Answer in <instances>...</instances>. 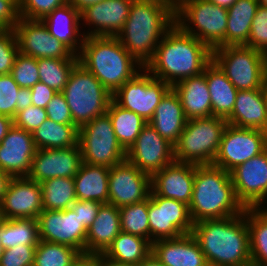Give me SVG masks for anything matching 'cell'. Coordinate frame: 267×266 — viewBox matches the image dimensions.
Returning a JSON list of instances; mask_svg holds the SVG:
<instances>
[{
  "instance_id": "6da1fadb",
  "label": "cell",
  "mask_w": 267,
  "mask_h": 266,
  "mask_svg": "<svg viewBox=\"0 0 267 266\" xmlns=\"http://www.w3.org/2000/svg\"><path fill=\"white\" fill-rule=\"evenodd\" d=\"M211 60L212 51L175 23L144 68L156 79L173 87L183 79L201 74Z\"/></svg>"
},
{
  "instance_id": "7a4b0ae2",
  "label": "cell",
  "mask_w": 267,
  "mask_h": 266,
  "mask_svg": "<svg viewBox=\"0 0 267 266\" xmlns=\"http://www.w3.org/2000/svg\"><path fill=\"white\" fill-rule=\"evenodd\" d=\"M174 24L175 6L167 0H133L125 25L116 37L145 66Z\"/></svg>"
},
{
  "instance_id": "3957f363",
  "label": "cell",
  "mask_w": 267,
  "mask_h": 266,
  "mask_svg": "<svg viewBox=\"0 0 267 266\" xmlns=\"http://www.w3.org/2000/svg\"><path fill=\"white\" fill-rule=\"evenodd\" d=\"M191 234L209 266H242L251 262L246 209L236 216L196 222Z\"/></svg>"
},
{
  "instance_id": "277c9868",
  "label": "cell",
  "mask_w": 267,
  "mask_h": 266,
  "mask_svg": "<svg viewBox=\"0 0 267 266\" xmlns=\"http://www.w3.org/2000/svg\"><path fill=\"white\" fill-rule=\"evenodd\" d=\"M188 208L193 224L236 216L246 209L237 199L230 172L214 165H195L192 199Z\"/></svg>"
},
{
  "instance_id": "5b68a950",
  "label": "cell",
  "mask_w": 267,
  "mask_h": 266,
  "mask_svg": "<svg viewBox=\"0 0 267 266\" xmlns=\"http://www.w3.org/2000/svg\"><path fill=\"white\" fill-rule=\"evenodd\" d=\"M78 59L112 95L144 68L116 36L85 37Z\"/></svg>"
},
{
  "instance_id": "8992f818",
  "label": "cell",
  "mask_w": 267,
  "mask_h": 266,
  "mask_svg": "<svg viewBox=\"0 0 267 266\" xmlns=\"http://www.w3.org/2000/svg\"><path fill=\"white\" fill-rule=\"evenodd\" d=\"M227 9L207 0H181L175 6V23L211 51L226 46Z\"/></svg>"
},
{
  "instance_id": "52a82bcc",
  "label": "cell",
  "mask_w": 267,
  "mask_h": 266,
  "mask_svg": "<svg viewBox=\"0 0 267 266\" xmlns=\"http://www.w3.org/2000/svg\"><path fill=\"white\" fill-rule=\"evenodd\" d=\"M227 121L217 116L188 119L174 145V160L195 165H212Z\"/></svg>"
},
{
  "instance_id": "ba28073f",
  "label": "cell",
  "mask_w": 267,
  "mask_h": 266,
  "mask_svg": "<svg viewBox=\"0 0 267 266\" xmlns=\"http://www.w3.org/2000/svg\"><path fill=\"white\" fill-rule=\"evenodd\" d=\"M62 93L78 128L104 115L113 99V95L80 63L72 70Z\"/></svg>"
},
{
  "instance_id": "9c48e42d",
  "label": "cell",
  "mask_w": 267,
  "mask_h": 266,
  "mask_svg": "<svg viewBox=\"0 0 267 266\" xmlns=\"http://www.w3.org/2000/svg\"><path fill=\"white\" fill-rule=\"evenodd\" d=\"M212 60L237 90L261 89L267 81L263 53L245 45L218 47Z\"/></svg>"
},
{
  "instance_id": "30bf717a",
  "label": "cell",
  "mask_w": 267,
  "mask_h": 266,
  "mask_svg": "<svg viewBox=\"0 0 267 266\" xmlns=\"http://www.w3.org/2000/svg\"><path fill=\"white\" fill-rule=\"evenodd\" d=\"M78 144L84 163L111 168L126 160V150L118 142L107 113L79 127Z\"/></svg>"
},
{
  "instance_id": "8fae6325",
  "label": "cell",
  "mask_w": 267,
  "mask_h": 266,
  "mask_svg": "<svg viewBox=\"0 0 267 266\" xmlns=\"http://www.w3.org/2000/svg\"><path fill=\"white\" fill-rule=\"evenodd\" d=\"M171 88L143 68L113 94V100L149 122L161 99Z\"/></svg>"
},
{
  "instance_id": "7c38bea8",
  "label": "cell",
  "mask_w": 267,
  "mask_h": 266,
  "mask_svg": "<svg viewBox=\"0 0 267 266\" xmlns=\"http://www.w3.org/2000/svg\"><path fill=\"white\" fill-rule=\"evenodd\" d=\"M148 217L151 243L189 234L193 228L188 205L158 196L152 190L149 196Z\"/></svg>"
},
{
  "instance_id": "4fadbf2b",
  "label": "cell",
  "mask_w": 267,
  "mask_h": 266,
  "mask_svg": "<svg viewBox=\"0 0 267 266\" xmlns=\"http://www.w3.org/2000/svg\"><path fill=\"white\" fill-rule=\"evenodd\" d=\"M267 148V132L258 129L225 127L212 165L230 172Z\"/></svg>"
},
{
  "instance_id": "5bb4252c",
  "label": "cell",
  "mask_w": 267,
  "mask_h": 266,
  "mask_svg": "<svg viewBox=\"0 0 267 266\" xmlns=\"http://www.w3.org/2000/svg\"><path fill=\"white\" fill-rule=\"evenodd\" d=\"M237 199L245 208L267 204V148L230 171Z\"/></svg>"
},
{
  "instance_id": "9a60e30c",
  "label": "cell",
  "mask_w": 267,
  "mask_h": 266,
  "mask_svg": "<svg viewBox=\"0 0 267 266\" xmlns=\"http://www.w3.org/2000/svg\"><path fill=\"white\" fill-rule=\"evenodd\" d=\"M19 53L39 58L78 59L67 46L50 35L42 20L20 18L14 28Z\"/></svg>"
},
{
  "instance_id": "2e32d148",
  "label": "cell",
  "mask_w": 267,
  "mask_h": 266,
  "mask_svg": "<svg viewBox=\"0 0 267 266\" xmlns=\"http://www.w3.org/2000/svg\"><path fill=\"white\" fill-rule=\"evenodd\" d=\"M39 239L65 244L86 253L87 229L71 208L63 211L43 210L38 218Z\"/></svg>"
},
{
  "instance_id": "e0dca14e",
  "label": "cell",
  "mask_w": 267,
  "mask_h": 266,
  "mask_svg": "<svg viewBox=\"0 0 267 266\" xmlns=\"http://www.w3.org/2000/svg\"><path fill=\"white\" fill-rule=\"evenodd\" d=\"M126 160L152 176L174 161V146L147 123L126 151Z\"/></svg>"
},
{
  "instance_id": "ac0fdd59",
  "label": "cell",
  "mask_w": 267,
  "mask_h": 266,
  "mask_svg": "<svg viewBox=\"0 0 267 266\" xmlns=\"http://www.w3.org/2000/svg\"><path fill=\"white\" fill-rule=\"evenodd\" d=\"M151 175L140 171L127 160L109 171V203L120 208L149 198Z\"/></svg>"
},
{
  "instance_id": "d6986e66",
  "label": "cell",
  "mask_w": 267,
  "mask_h": 266,
  "mask_svg": "<svg viewBox=\"0 0 267 266\" xmlns=\"http://www.w3.org/2000/svg\"><path fill=\"white\" fill-rule=\"evenodd\" d=\"M44 210L41 184L28 177H11L0 203L4 219H37Z\"/></svg>"
},
{
  "instance_id": "ffe728a7",
  "label": "cell",
  "mask_w": 267,
  "mask_h": 266,
  "mask_svg": "<svg viewBox=\"0 0 267 266\" xmlns=\"http://www.w3.org/2000/svg\"><path fill=\"white\" fill-rule=\"evenodd\" d=\"M81 164L79 144L60 149H37L27 177L38 183L57 177L74 178Z\"/></svg>"
},
{
  "instance_id": "44dd1931",
  "label": "cell",
  "mask_w": 267,
  "mask_h": 266,
  "mask_svg": "<svg viewBox=\"0 0 267 266\" xmlns=\"http://www.w3.org/2000/svg\"><path fill=\"white\" fill-rule=\"evenodd\" d=\"M133 0H102L81 10L82 26L90 28L84 31L85 37L117 36L129 16Z\"/></svg>"
},
{
  "instance_id": "7402d4cb",
  "label": "cell",
  "mask_w": 267,
  "mask_h": 266,
  "mask_svg": "<svg viewBox=\"0 0 267 266\" xmlns=\"http://www.w3.org/2000/svg\"><path fill=\"white\" fill-rule=\"evenodd\" d=\"M36 150L32 133L13 125L0 143V170L10 177H27Z\"/></svg>"
},
{
  "instance_id": "603a6c76",
  "label": "cell",
  "mask_w": 267,
  "mask_h": 266,
  "mask_svg": "<svg viewBox=\"0 0 267 266\" xmlns=\"http://www.w3.org/2000/svg\"><path fill=\"white\" fill-rule=\"evenodd\" d=\"M195 179V164L173 161L151 176L152 191L189 206Z\"/></svg>"
},
{
  "instance_id": "cb8c5ba5",
  "label": "cell",
  "mask_w": 267,
  "mask_h": 266,
  "mask_svg": "<svg viewBox=\"0 0 267 266\" xmlns=\"http://www.w3.org/2000/svg\"><path fill=\"white\" fill-rule=\"evenodd\" d=\"M155 258L165 266H209L191 233L152 242Z\"/></svg>"
},
{
  "instance_id": "d4e9b609",
  "label": "cell",
  "mask_w": 267,
  "mask_h": 266,
  "mask_svg": "<svg viewBox=\"0 0 267 266\" xmlns=\"http://www.w3.org/2000/svg\"><path fill=\"white\" fill-rule=\"evenodd\" d=\"M51 36L57 38L67 46L74 54L81 51L85 36L81 25V11L69 2L42 19ZM82 32V33H81Z\"/></svg>"
},
{
  "instance_id": "484cf974",
  "label": "cell",
  "mask_w": 267,
  "mask_h": 266,
  "mask_svg": "<svg viewBox=\"0 0 267 266\" xmlns=\"http://www.w3.org/2000/svg\"><path fill=\"white\" fill-rule=\"evenodd\" d=\"M228 125L267 132V112L262 88L238 90Z\"/></svg>"
},
{
  "instance_id": "4316f807",
  "label": "cell",
  "mask_w": 267,
  "mask_h": 266,
  "mask_svg": "<svg viewBox=\"0 0 267 266\" xmlns=\"http://www.w3.org/2000/svg\"><path fill=\"white\" fill-rule=\"evenodd\" d=\"M187 120L181 100L171 88L161 99L148 123L160 136L174 146L178 142Z\"/></svg>"
},
{
  "instance_id": "83f0119b",
  "label": "cell",
  "mask_w": 267,
  "mask_h": 266,
  "mask_svg": "<svg viewBox=\"0 0 267 266\" xmlns=\"http://www.w3.org/2000/svg\"><path fill=\"white\" fill-rule=\"evenodd\" d=\"M121 232L119 208L101 204L98 215L87 231L86 254H103Z\"/></svg>"
},
{
  "instance_id": "f1b7e54d",
  "label": "cell",
  "mask_w": 267,
  "mask_h": 266,
  "mask_svg": "<svg viewBox=\"0 0 267 266\" xmlns=\"http://www.w3.org/2000/svg\"><path fill=\"white\" fill-rule=\"evenodd\" d=\"M172 88L181 100L187 119L212 116V103L205 68L201 74L183 79Z\"/></svg>"
},
{
  "instance_id": "f546056e",
  "label": "cell",
  "mask_w": 267,
  "mask_h": 266,
  "mask_svg": "<svg viewBox=\"0 0 267 266\" xmlns=\"http://www.w3.org/2000/svg\"><path fill=\"white\" fill-rule=\"evenodd\" d=\"M109 171V167L82 162L73 178L77 200L109 203Z\"/></svg>"
},
{
  "instance_id": "4dcf8cb0",
  "label": "cell",
  "mask_w": 267,
  "mask_h": 266,
  "mask_svg": "<svg viewBox=\"0 0 267 266\" xmlns=\"http://www.w3.org/2000/svg\"><path fill=\"white\" fill-rule=\"evenodd\" d=\"M205 77L212 103V116L227 119L232 113L238 90L213 60L205 67Z\"/></svg>"
},
{
  "instance_id": "1f68e13d",
  "label": "cell",
  "mask_w": 267,
  "mask_h": 266,
  "mask_svg": "<svg viewBox=\"0 0 267 266\" xmlns=\"http://www.w3.org/2000/svg\"><path fill=\"white\" fill-rule=\"evenodd\" d=\"M258 6L257 0H237L227 9L226 46L247 44Z\"/></svg>"
},
{
  "instance_id": "d6a6232c",
  "label": "cell",
  "mask_w": 267,
  "mask_h": 266,
  "mask_svg": "<svg viewBox=\"0 0 267 266\" xmlns=\"http://www.w3.org/2000/svg\"><path fill=\"white\" fill-rule=\"evenodd\" d=\"M36 149H60L78 145L79 128L46 119L33 133Z\"/></svg>"
},
{
  "instance_id": "836d02e7",
  "label": "cell",
  "mask_w": 267,
  "mask_h": 266,
  "mask_svg": "<svg viewBox=\"0 0 267 266\" xmlns=\"http://www.w3.org/2000/svg\"><path fill=\"white\" fill-rule=\"evenodd\" d=\"M152 252L148 239L120 232L103 255L117 262L139 265Z\"/></svg>"
},
{
  "instance_id": "e575fe53",
  "label": "cell",
  "mask_w": 267,
  "mask_h": 266,
  "mask_svg": "<svg viewBox=\"0 0 267 266\" xmlns=\"http://www.w3.org/2000/svg\"><path fill=\"white\" fill-rule=\"evenodd\" d=\"M106 113L112 121L118 142L127 151L148 122L135 112L119 106L113 99Z\"/></svg>"
},
{
  "instance_id": "d590c367",
  "label": "cell",
  "mask_w": 267,
  "mask_h": 266,
  "mask_svg": "<svg viewBox=\"0 0 267 266\" xmlns=\"http://www.w3.org/2000/svg\"><path fill=\"white\" fill-rule=\"evenodd\" d=\"M251 262L267 266V206L246 208Z\"/></svg>"
},
{
  "instance_id": "8d00e7d4",
  "label": "cell",
  "mask_w": 267,
  "mask_h": 266,
  "mask_svg": "<svg viewBox=\"0 0 267 266\" xmlns=\"http://www.w3.org/2000/svg\"><path fill=\"white\" fill-rule=\"evenodd\" d=\"M39 241L37 219H3L0 225V242L4 249L18 245H38Z\"/></svg>"
},
{
  "instance_id": "74e56055",
  "label": "cell",
  "mask_w": 267,
  "mask_h": 266,
  "mask_svg": "<svg viewBox=\"0 0 267 266\" xmlns=\"http://www.w3.org/2000/svg\"><path fill=\"white\" fill-rule=\"evenodd\" d=\"M40 184L44 210L63 211L77 200L73 178H51Z\"/></svg>"
},
{
  "instance_id": "f35d334b",
  "label": "cell",
  "mask_w": 267,
  "mask_h": 266,
  "mask_svg": "<svg viewBox=\"0 0 267 266\" xmlns=\"http://www.w3.org/2000/svg\"><path fill=\"white\" fill-rule=\"evenodd\" d=\"M79 59L39 58L37 59L40 82L62 92Z\"/></svg>"
},
{
  "instance_id": "ab89813d",
  "label": "cell",
  "mask_w": 267,
  "mask_h": 266,
  "mask_svg": "<svg viewBox=\"0 0 267 266\" xmlns=\"http://www.w3.org/2000/svg\"><path fill=\"white\" fill-rule=\"evenodd\" d=\"M149 198L119 208L121 232L149 240Z\"/></svg>"
},
{
  "instance_id": "60d3db41",
  "label": "cell",
  "mask_w": 267,
  "mask_h": 266,
  "mask_svg": "<svg viewBox=\"0 0 267 266\" xmlns=\"http://www.w3.org/2000/svg\"><path fill=\"white\" fill-rule=\"evenodd\" d=\"M80 254L71 246L40 240L33 266H70Z\"/></svg>"
},
{
  "instance_id": "b9f144b4",
  "label": "cell",
  "mask_w": 267,
  "mask_h": 266,
  "mask_svg": "<svg viewBox=\"0 0 267 266\" xmlns=\"http://www.w3.org/2000/svg\"><path fill=\"white\" fill-rule=\"evenodd\" d=\"M14 81L20 88H32L40 81L37 59L18 53L11 70Z\"/></svg>"
},
{
  "instance_id": "7bdbcfd3",
  "label": "cell",
  "mask_w": 267,
  "mask_h": 266,
  "mask_svg": "<svg viewBox=\"0 0 267 266\" xmlns=\"http://www.w3.org/2000/svg\"><path fill=\"white\" fill-rule=\"evenodd\" d=\"M19 89L11 74L0 75V115L15 117L19 111Z\"/></svg>"
},
{
  "instance_id": "ee69618b",
  "label": "cell",
  "mask_w": 267,
  "mask_h": 266,
  "mask_svg": "<svg viewBox=\"0 0 267 266\" xmlns=\"http://www.w3.org/2000/svg\"><path fill=\"white\" fill-rule=\"evenodd\" d=\"M68 3V0H19L20 18L42 20L54 9Z\"/></svg>"
},
{
  "instance_id": "f6af8a7d",
  "label": "cell",
  "mask_w": 267,
  "mask_h": 266,
  "mask_svg": "<svg viewBox=\"0 0 267 266\" xmlns=\"http://www.w3.org/2000/svg\"><path fill=\"white\" fill-rule=\"evenodd\" d=\"M18 53L14 29H0V75L11 74Z\"/></svg>"
},
{
  "instance_id": "bcb514c9",
  "label": "cell",
  "mask_w": 267,
  "mask_h": 266,
  "mask_svg": "<svg viewBox=\"0 0 267 266\" xmlns=\"http://www.w3.org/2000/svg\"><path fill=\"white\" fill-rule=\"evenodd\" d=\"M245 46L260 52L267 49V7L261 5L257 7L249 39Z\"/></svg>"
},
{
  "instance_id": "7dc6e473",
  "label": "cell",
  "mask_w": 267,
  "mask_h": 266,
  "mask_svg": "<svg viewBox=\"0 0 267 266\" xmlns=\"http://www.w3.org/2000/svg\"><path fill=\"white\" fill-rule=\"evenodd\" d=\"M37 245H18L4 249L0 266H33Z\"/></svg>"
},
{
  "instance_id": "c3c4849f",
  "label": "cell",
  "mask_w": 267,
  "mask_h": 266,
  "mask_svg": "<svg viewBox=\"0 0 267 266\" xmlns=\"http://www.w3.org/2000/svg\"><path fill=\"white\" fill-rule=\"evenodd\" d=\"M47 118L45 108L31 105L18 111L13 118V122L15 127L33 133Z\"/></svg>"
},
{
  "instance_id": "681fc988",
  "label": "cell",
  "mask_w": 267,
  "mask_h": 266,
  "mask_svg": "<svg viewBox=\"0 0 267 266\" xmlns=\"http://www.w3.org/2000/svg\"><path fill=\"white\" fill-rule=\"evenodd\" d=\"M45 109L48 119L60 124H74L69 106L62 92H57Z\"/></svg>"
},
{
  "instance_id": "f907efd6",
  "label": "cell",
  "mask_w": 267,
  "mask_h": 266,
  "mask_svg": "<svg viewBox=\"0 0 267 266\" xmlns=\"http://www.w3.org/2000/svg\"><path fill=\"white\" fill-rule=\"evenodd\" d=\"M101 203L92 200H76L71 209L78 215L84 227L88 230L98 215Z\"/></svg>"
},
{
  "instance_id": "816d5d0a",
  "label": "cell",
  "mask_w": 267,
  "mask_h": 266,
  "mask_svg": "<svg viewBox=\"0 0 267 266\" xmlns=\"http://www.w3.org/2000/svg\"><path fill=\"white\" fill-rule=\"evenodd\" d=\"M19 20V0H0V29H14Z\"/></svg>"
},
{
  "instance_id": "f5cc1de1",
  "label": "cell",
  "mask_w": 267,
  "mask_h": 266,
  "mask_svg": "<svg viewBox=\"0 0 267 266\" xmlns=\"http://www.w3.org/2000/svg\"><path fill=\"white\" fill-rule=\"evenodd\" d=\"M31 93L32 105L46 108L48 103L57 92L53 88L39 81L31 88Z\"/></svg>"
},
{
  "instance_id": "db71d44e",
  "label": "cell",
  "mask_w": 267,
  "mask_h": 266,
  "mask_svg": "<svg viewBox=\"0 0 267 266\" xmlns=\"http://www.w3.org/2000/svg\"><path fill=\"white\" fill-rule=\"evenodd\" d=\"M70 266H101L99 255L96 254H80Z\"/></svg>"
},
{
  "instance_id": "11a10c76",
  "label": "cell",
  "mask_w": 267,
  "mask_h": 266,
  "mask_svg": "<svg viewBox=\"0 0 267 266\" xmlns=\"http://www.w3.org/2000/svg\"><path fill=\"white\" fill-rule=\"evenodd\" d=\"M32 105V93L30 88L19 89V111Z\"/></svg>"
},
{
  "instance_id": "9f6ffc18",
  "label": "cell",
  "mask_w": 267,
  "mask_h": 266,
  "mask_svg": "<svg viewBox=\"0 0 267 266\" xmlns=\"http://www.w3.org/2000/svg\"><path fill=\"white\" fill-rule=\"evenodd\" d=\"M13 125V118L6 115H0V143Z\"/></svg>"
},
{
  "instance_id": "6f0895ef",
  "label": "cell",
  "mask_w": 267,
  "mask_h": 266,
  "mask_svg": "<svg viewBox=\"0 0 267 266\" xmlns=\"http://www.w3.org/2000/svg\"><path fill=\"white\" fill-rule=\"evenodd\" d=\"M11 177L6 174L4 171L0 170V203L2 201V198L5 194L7 185L10 181Z\"/></svg>"
},
{
  "instance_id": "680465c9",
  "label": "cell",
  "mask_w": 267,
  "mask_h": 266,
  "mask_svg": "<svg viewBox=\"0 0 267 266\" xmlns=\"http://www.w3.org/2000/svg\"><path fill=\"white\" fill-rule=\"evenodd\" d=\"M99 261L101 266H138L133 264H125L121 262H117L112 259L106 258L103 254H99Z\"/></svg>"
},
{
  "instance_id": "91938a15",
  "label": "cell",
  "mask_w": 267,
  "mask_h": 266,
  "mask_svg": "<svg viewBox=\"0 0 267 266\" xmlns=\"http://www.w3.org/2000/svg\"><path fill=\"white\" fill-rule=\"evenodd\" d=\"M102 0H68L79 11L83 10L86 6L100 2Z\"/></svg>"
},
{
  "instance_id": "94428289",
  "label": "cell",
  "mask_w": 267,
  "mask_h": 266,
  "mask_svg": "<svg viewBox=\"0 0 267 266\" xmlns=\"http://www.w3.org/2000/svg\"><path fill=\"white\" fill-rule=\"evenodd\" d=\"M138 266H165L160 263L155 256L151 253L146 259H144Z\"/></svg>"
},
{
  "instance_id": "6125c7cd",
  "label": "cell",
  "mask_w": 267,
  "mask_h": 266,
  "mask_svg": "<svg viewBox=\"0 0 267 266\" xmlns=\"http://www.w3.org/2000/svg\"><path fill=\"white\" fill-rule=\"evenodd\" d=\"M211 3H214L217 6L228 9L231 7L237 0H207Z\"/></svg>"
},
{
  "instance_id": "be15d7a7",
  "label": "cell",
  "mask_w": 267,
  "mask_h": 266,
  "mask_svg": "<svg viewBox=\"0 0 267 266\" xmlns=\"http://www.w3.org/2000/svg\"><path fill=\"white\" fill-rule=\"evenodd\" d=\"M262 93H263V98H264L266 112H267V81L263 84Z\"/></svg>"
},
{
  "instance_id": "e7e4bbea",
  "label": "cell",
  "mask_w": 267,
  "mask_h": 266,
  "mask_svg": "<svg viewBox=\"0 0 267 266\" xmlns=\"http://www.w3.org/2000/svg\"><path fill=\"white\" fill-rule=\"evenodd\" d=\"M263 53V61H264V72L267 80V49L262 52Z\"/></svg>"
},
{
  "instance_id": "03108f58",
  "label": "cell",
  "mask_w": 267,
  "mask_h": 266,
  "mask_svg": "<svg viewBox=\"0 0 267 266\" xmlns=\"http://www.w3.org/2000/svg\"><path fill=\"white\" fill-rule=\"evenodd\" d=\"M259 5L267 7V0H257Z\"/></svg>"
},
{
  "instance_id": "003e7915",
  "label": "cell",
  "mask_w": 267,
  "mask_h": 266,
  "mask_svg": "<svg viewBox=\"0 0 267 266\" xmlns=\"http://www.w3.org/2000/svg\"><path fill=\"white\" fill-rule=\"evenodd\" d=\"M167 1L176 6L181 0H167Z\"/></svg>"
},
{
  "instance_id": "a7ac6f4b",
  "label": "cell",
  "mask_w": 267,
  "mask_h": 266,
  "mask_svg": "<svg viewBox=\"0 0 267 266\" xmlns=\"http://www.w3.org/2000/svg\"><path fill=\"white\" fill-rule=\"evenodd\" d=\"M3 253H4V247L2 246V244L0 242V258H1Z\"/></svg>"
},
{
  "instance_id": "89a4df30",
  "label": "cell",
  "mask_w": 267,
  "mask_h": 266,
  "mask_svg": "<svg viewBox=\"0 0 267 266\" xmlns=\"http://www.w3.org/2000/svg\"><path fill=\"white\" fill-rule=\"evenodd\" d=\"M242 266H258L257 264L253 262H249L248 264L242 265Z\"/></svg>"
},
{
  "instance_id": "2644e50d",
  "label": "cell",
  "mask_w": 267,
  "mask_h": 266,
  "mask_svg": "<svg viewBox=\"0 0 267 266\" xmlns=\"http://www.w3.org/2000/svg\"><path fill=\"white\" fill-rule=\"evenodd\" d=\"M3 216H2V213H1V211H0V225H1V223H2V221H3Z\"/></svg>"
}]
</instances>
